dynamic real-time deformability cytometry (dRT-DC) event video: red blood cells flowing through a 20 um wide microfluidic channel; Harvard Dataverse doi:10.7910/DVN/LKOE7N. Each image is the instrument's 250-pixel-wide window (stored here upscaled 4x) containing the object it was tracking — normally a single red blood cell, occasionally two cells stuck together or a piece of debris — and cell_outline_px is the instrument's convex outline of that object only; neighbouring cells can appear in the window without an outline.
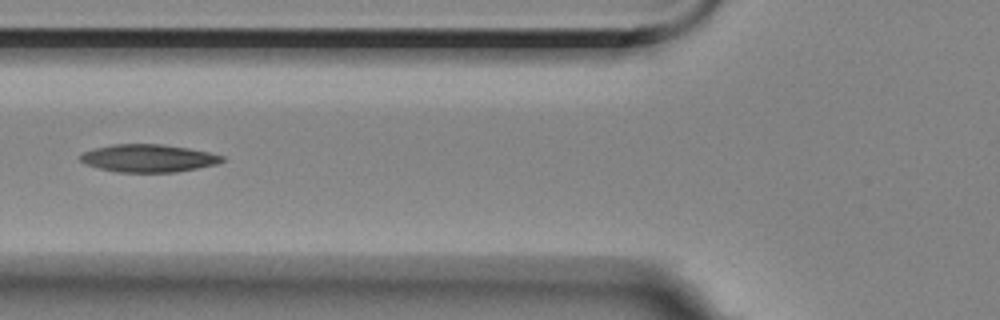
{"species": "Egyptian fruit bat (a non-hibernating species)", "species_latin": "Rousettus aegyptiacus", "temperature_condition": "room temperature", "stored_images_in_passage": 5, "camera_frame_rate_fps": 3000, "um_per_image_px": 0.085, "animal": {"sex": "female"}, "frame": {"image": 1, "passage_image": 5, "time_ms": 4.667, "image_size_px": [1000, 320], "cell_outline_px": [[224, 160], [216, 164], [176, 172], [116, 172], [100, 168], [88, 164], [80, 160], [80, 156], [84, 152], [96, 148], [112, 144], [164, 144], [188, 148], [208, 152], [224, 156]], "centroid_in_image_um": [12.63, 13.44], "position_along_channel_um": 113.2, "area_um2": 22.66}}